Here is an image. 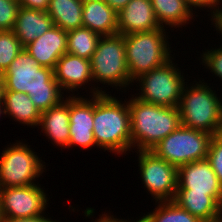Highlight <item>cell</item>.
<instances>
[{
  "label": "cell",
  "mask_w": 222,
  "mask_h": 222,
  "mask_svg": "<svg viewBox=\"0 0 222 222\" xmlns=\"http://www.w3.org/2000/svg\"><path fill=\"white\" fill-rule=\"evenodd\" d=\"M150 213L143 214L147 222H203L173 201L156 202Z\"/></svg>",
  "instance_id": "cell-25"
},
{
  "label": "cell",
  "mask_w": 222,
  "mask_h": 222,
  "mask_svg": "<svg viewBox=\"0 0 222 222\" xmlns=\"http://www.w3.org/2000/svg\"><path fill=\"white\" fill-rule=\"evenodd\" d=\"M139 174L147 193L155 202L173 201L177 190V167L152 151H135Z\"/></svg>",
  "instance_id": "cell-10"
},
{
  "label": "cell",
  "mask_w": 222,
  "mask_h": 222,
  "mask_svg": "<svg viewBox=\"0 0 222 222\" xmlns=\"http://www.w3.org/2000/svg\"><path fill=\"white\" fill-rule=\"evenodd\" d=\"M4 114L19 124L39 127L41 112L35 107L28 94L17 91H4Z\"/></svg>",
  "instance_id": "cell-21"
},
{
  "label": "cell",
  "mask_w": 222,
  "mask_h": 222,
  "mask_svg": "<svg viewBox=\"0 0 222 222\" xmlns=\"http://www.w3.org/2000/svg\"><path fill=\"white\" fill-rule=\"evenodd\" d=\"M166 28L124 35L125 55L131 81L160 67L172 58ZM167 33V34H166ZM170 46V47H169Z\"/></svg>",
  "instance_id": "cell-5"
},
{
  "label": "cell",
  "mask_w": 222,
  "mask_h": 222,
  "mask_svg": "<svg viewBox=\"0 0 222 222\" xmlns=\"http://www.w3.org/2000/svg\"><path fill=\"white\" fill-rule=\"evenodd\" d=\"M68 96V97H67ZM65 95L59 104L41 113L38 129L46 135L52 145L66 148L70 140L69 133V95Z\"/></svg>",
  "instance_id": "cell-17"
},
{
  "label": "cell",
  "mask_w": 222,
  "mask_h": 222,
  "mask_svg": "<svg viewBox=\"0 0 222 222\" xmlns=\"http://www.w3.org/2000/svg\"><path fill=\"white\" fill-rule=\"evenodd\" d=\"M219 135L222 137V126H221V130H220Z\"/></svg>",
  "instance_id": "cell-39"
},
{
  "label": "cell",
  "mask_w": 222,
  "mask_h": 222,
  "mask_svg": "<svg viewBox=\"0 0 222 222\" xmlns=\"http://www.w3.org/2000/svg\"><path fill=\"white\" fill-rule=\"evenodd\" d=\"M90 97L88 99L81 95H69L70 140L66 147L68 149L74 146L84 149L98 148L93 135V95Z\"/></svg>",
  "instance_id": "cell-14"
},
{
  "label": "cell",
  "mask_w": 222,
  "mask_h": 222,
  "mask_svg": "<svg viewBox=\"0 0 222 222\" xmlns=\"http://www.w3.org/2000/svg\"><path fill=\"white\" fill-rule=\"evenodd\" d=\"M82 0H50L47 14L55 26L69 31L82 27Z\"/></svg>",
  "instance_id": "cell-23"
},
{
  "label": "cell",
  "mask_w": 222,
  "mask_h": 222,
  "mask_svg": "<svg viewBox=\"0 0 222 222\" xmlns=\"http://www.w3.org/2000/svg\"><path fill=\"white\" fill-rule=\"evenodd\" d=\"M101 35L89 28L80 27L67 31V53L91 60Z\"/></svg>",
  "instance_id": "cell-24"
},
{
  "label": "cell",
  "mask_w": 222,
  "mask_h": 222,
  "mask_svg": "<svg viewBox=\"0 0 222 222\" xmlns=\"http://www.w3.org/2000/svg\"><path fill=\"white\" fill-rule=\"evenodd\" d=\"M23 48L12 30L0 31V75L5 72Z\"/></svg>",
  "instance_id": "cell-26"
},
{
  "label": "cell",
  "mask_w": 222,
  "mask_h": 222,
  "mask_svg": "<svg viewBox=\"0 0 222 222\" xmlns=\"http://www.w3.org/2000/svg\"><path fill=\"white\" fill-rule=\"evenodd\" d=\"M176 193H208L222 196V185L207 159L183 164L177 168Z\"/></svg>",
  "instance_id": "cell-13"
},
{
  "label": "cell",
  "mask_w": 222,
  "mask_h": 222,
  "mask_svg": "<svg viewBox=\"0 0 222 222\" xmlns=\"http://www.w3.org/2000/svg\"><path fill=\"white\" fill-rule=\"evenodd\" d=\"M1 76L5 90L28 94L41 113L65 99V92L55 80L54 69L38 65L25 48Z\"/></svg>",
  "instance_id": "cell-1"
},
{
  "label": "cell",
  "mask_w": 222,
  "mask_h": 222,
  "mask_svg": "<svg viewBox=\"0 0 222 222\" xmlns=\"http://www.w3.org/2000/svg\"><path fill=\"white\" fill-rule=\"evenodd\" d=\"M2 222H59V220H52L51 217L48 218L46 215H39L34 217H22V218H10L2 217Z\"/></svg>",
  "instance_id": "cell-32"
},
{
  "label": "cell",
  "mask_w": 222,
  "mask_h": 222,
  "mask_svg": "<svg viewBox=\"0 0 222 222\" xmlns=\"http://www.w3.org/2000/svg\"><path fill=\"white\" fill-rule=\"evenodd\" d=\"M52 26L54 23L46 11L20 7L12 31L25 47Z\"/></svg>",
  "instance_id": "cell-19"
},
{
  "label": "cell",
  "mask_w": 222,
  "mask_h": 222,
  "mask_svg": "<svg viewBox=\"0 0 222 222\" xmlns=\"http://www.w3.org/2000/svg\"><path fill=\"white\" fill-rule=\"evenodd\" d=\"M111 214H107L106 212H104V214L102 213V215H99V219L96 218V220H94L93 222H124V219H120V218H114V215ZM92 222V221H91Z\"/></svg>",
  "instance_id": "cell-34"
},
{
  "label": "cell",
  "mask_w": 222,
  "mask_h": 222,
  "mask_svg": "<svg viewBox=\"0 0 222 222\" xmlns=\"http://www.w3.org/2000/svg\"><path fill=\"white\" fill-rule=\"evenodd\" d=\"M82 27L101 36L117 34V12L105 0L83 1Z\"/></svg>",
  "instance_id": "cell-18"
},
{
  "label": "cell",
  "mask_w": 222,
  "mask_h": 222,
  "mask_svg": "<svg viewBox=\"0 0 222 222\" xmlns=\"http://www.w3.org/2000/svg\"><path fill=\"white\" fill-rule=\"evenodd\" d=\"M206 159L222 185V137L219 134L212 136Z\"/></svg>",
  "instance_id": "cell-28"
},
{
  "label": "cell",
  "mask_w": 222,
  "mask_h": 222,
  "mask_svg": "<svg viewBox=\"0 0 222 222\" xmlns=\"http://www.w3.org/2000/svg\"><path fill=\"white\" fill-rule=\"evenodd\" d=\"M160 27L182 28L191 24L196 11H192L185 0H151ZM195 12V13H194ZM165 24V25H164Z\"/></svg>",
  "instance_id": "cell-22"
},
{
  "label": "cell",
  "mask_w": 222,
  "mask_h": 222,
  "mask_svg": "<svg viewBox=\"0 0 222 222\" xmlns=\"http://www.w3.org/2000/svg\"><path fill=\"white\" fill-rule=\"evenodd\" d=\"M222 196L208 193H175L173 202L198 217L203 222H214L222 218Z\"/></svg>",
  "instance_id": "cell-20"
},
{
  "label": "cell",
  "mask_w": 222,
  "mask_h": 222,
  "mask_svg": "<svg viewBox=\"0 0 222 222\" xmlns=\"http://www.w3.org/2000/svg\"><path fill=\"white\" fill-rule=\"evenodd\" d=\"M188 7L193 11V9L198 10L201 9H210L207 12H210V19L213 21L222 11V0H185ZM220 5V6H219ZM212 17V18H211Z\"/></svg>",
  "instance_id": "cell-30"
},
{
  "label": "cell",
  "mask_w": 222,
  "mask_h": 222,
  "mask_svg": "<svg viewBox=\"0 0 222 222\" xmlns=\"http://www.w3.org/2000/svg\"><path fill=\"white\" fill-rule=\"evenodd\" d=\"M218 48H210L209 50L203 51L199 58L200 62L206 69H209L210 72L219 77L222 81V45H219Z\"/></svg>",
  "instance_id": "cell-29"
},
{
  "label": "cell",
  "mask_w": 222,
  "mask_h": 222,
  "mask_svg": "<svg viewBox=\"0 0 222 222\" xmlns=\"http://www.w3.org/2000/svg\"><path fill=\"white\" fill-rule=\"evenodd\" d=\"M132 148L150 151L180 125L178 107H166L142 101L133 94L128 99Z\"/></svg>",
  "instance_id": "cell-3"
},
{
  "label": "cell",
  "mask_w": 222,
  "mask_h": 222,
  "mask_svg": "<svg viewBox=\"0 0 222 222\" xmlns=\"http://www.w3.org/2000/svg\"><path fill=\"white\" fill-rule=\"evenodd\" d=\"M47 195L39 183L0 188L1 217L22 218L43 215L49 204Z\"/></svg>",
  "instance_id": "cell-11"
},
{
  "label": "cell",
  "mask_w": 222,
  "mask_h": 222,
  "mask_svg": "<svg viewBox=\"0 0 222 222\" xmlns=\"http://www.w3.org/2000/svg\"><path fill=\"white\" fill-rule=\"evenodd\" d=\"M54 77L61 90L66 92V95L67 93L73 96L79 95L78 89L81 88L84 90L86 89L84 87H89L91 85L92 86L89 87V93L91 94L89 95L106 94L107 92V90H102V86L99 87V85H94L91 72V61L69 53L62 55L57 61L54 68ZM87 83L89 84L87 85ZM75 91L78 93L74 94Z\"/></svg>",
  "instance_id": "cell-12"
},
{
  "label": "cell",
  "mask_w": 222,
  "mask_h": 222,
  "mask_svg": "<svg viewBox=\"0 0 222 222\" xmlns=\"http://www.w3.org/2000/svg\"><path fill=\"white\" fill-rule=\"evenodd\" d=\"M117 21L118 33L122 35L161 28L156 19L151 0H130L117 13Z\"/></svg>",
  "instance_id": "cell-16"
},
{
  "label": "cell",
  "mask_w": 222,
  "mask_h": 222,
  "mask_svg": "<svg viewBox=\"0 0 222 222\" xmlns=\"http://www.w3.org/2000/svg\"><path fill=\"white\" fill-rule=\"evenodd\" d=\"M202 81L186 82L183 87L178 104L181 126L218 135L222 126V100L210 83Z\"/></svg>",
  "instance_id": "cell-4"
},
{
  "label": "cell",
  "mask_w": 222,
  "mask_h": 222,
  "mask_svg": "<svg viewBox=\"0 0 222 222\" xmlns=\"http://www.w3.org/2000/svg\"><path fill=\"white\" fill-rule=\"evenodd\" d=\"M118 99L109 92L93 95V135L96 145L104 152L123 156L133 152L130 110L127 99Z\"/></svg>",
  "instance_id": "cell-2"
},
{
  "label": "cell",
  "mask_w": 222,
  "mask_h": 222,
  "mask_svg": "<svg viewBox=\"0 0 222 222\" xmlns=\"http://www.w3.org/2000/svg\"><path fill=\"white\" fill-rule=\"evenodd\" d=\"M20 7L47 11L50 0H17Z\"/></svg>",
  "instance_id": "cell-31"
},
{
  "label": "cell",
  "mask_w": 222,
  "mask_h": 222,
  "mask_svg": "<svg viewBox=\"0 0 222 222\" xmlns=\"http://www.w3.org/2000/svg\"><path fill=\"white\" fill-rule=\"evenodd\" d=\"M132 221H134V222H147L146 219L143 216H141V218L137 219L136 221L135 220H132ZM132 221H130V220L128 221L127 219L126 220L124 219V222H132Z\"/></svg>",
  "instance_id": "cell-37"
},
{
  "label": "cell",
  "mask_w": 222,
  "mask_h": 222,
  "mask_svg": "<svg viewBox=\"0 0 222 222\" xmlns=\"http://www.w3.org/2000/svg\"><path fill=\"white\" fill-rule=\"evenodd\" d=\"M213 27H215L214 29L216 31H218V33L222 35V11L220 12V14L212 21Z\"/></svg>",
  "instance_id": "cell-35"
},
{
  "label": "cell",
  "mask_w": 222,
  "mask_h": 222,
  "mask_svg": "<svg viewBox=\"0 0 222 222\" xmlns=\"http://www.w3.org/2000/svg\"><path fill=\"white\" fill-rule=\"evenodd\" d=\"M214 222H222V218H221V219H218V220H216V221H214Z\"/></svg>",
  "instance_id": "cell-40"
},
{
  "label": "cell",
  "mask_w": 222,
  "mask_h": 222,
  "mask_svg": "<svg viewBox=\"0 0 222 222\" xmlns=\"http://www.w3.org/2000/svg\"><path fill=\"white\" fill-rule=\"evenodd\" d=\"M130 0H105L117 13L120 12Z\"/></svg>",
  "instance_id": "cell-33"
},
{
  "label": "cell",
  "mask_w": 222,
  "mask_h": 222,
  "mask_svg": "<svg viewBox=\"0 0 222 222\" xmlns=\"http://www.w3.org/2000/svg\"><path fill=\"white\" fill-rule=\"evenodd\" d=\"M173 60L174 56L162 66L134 80L139 84L136 90H140L135 97L160 106L178 107L186 77Z\"/></svg>",
  "instance_id": "cell-7"
},
{
  "label": "cell",
  "mask_w": 222,
  "mask_h": 222,
  "mask_svg": "<svg viewBox=\"0 0 222 222\" xmlns=\"http://www.w3.org/2000/svg\"><path fill=\"white\" fill-rule=\"evenodd\" d=\"M90 61L93 83L124 89V93L134 85L127 67L124 35L101 36Z\"/></svg>",
  "instance_id": "cell-6"
},
{
  "label": "cell",
  "mask_w": 222,
  "mask_h": 222,
  "mask_svg": "<svg viewBox=\"0 0 222 222\" xmlns=\"http://www.w3.org/2000/svg\"><path fill=\"white\" fill-rule=\"evenodd\" d=\"M212 136L208 132L180 125L150 151L178 168L183 164L206 159Z\"/></svg>",
  "instance_id": "cell-9"
},
{
  "label": "cell",
  "mask_w": 222,
  "mask_h": 222,
  "mask_svg": "<svg viewBox=\"0 0 222 222\" xmlns=\"http://www.w3.org/2000/svg\"><path fill=\"white\" fill-rule=\"evenodd\" d=\"M4 91H5V83L4 79L0 75V103H3L4 100Z\"/></svg>",
  "instance_id": "cell-36"
},
{
  "label": "cell",
  "mask_w": 222,
  "mask_h": 222,
  "mask_svg": "<svg viewBox=\"0 0 222 222\" xmlns=\"http://www.w3.org/2000/svg\"><path fill=\"white\" fill-rule=\"evenodd\" d=\"M28 144L16 140L3 149L0 156V188L36 184L46 172L45 162Z\"/></svg>",
  "instance_id": "cell-8"
},
{
  "label": "cell",
  "mask_w": 222,
  "mask_h": 222,
  "mask_svg": "<svg viewBox=\"0 0 222 222\" xmlns=\"http://www.w3.org/2000/svg\"><path fill=\"white\" fill-rule=\"evenodd\" d=\"M24 48L38 65L54 69L59 58L67 53V31L54 25Z\"/></svg>",
  "instance_id": "cell-15"
},
{
  "label": "cell",
  "mask_w": 222,
  "mask_h": 222,
  "mask_svg": "<svg viewBox=\"0 0 222 222\" xmlns=\"http://www.w3.org/2000/svg\"><path fill=\"white\" fill-rule=\"evenodd\" d=\"M19 9L17 0H0V31L13 30Z\"/></svg>",
  "instance_id": "cell-27"
},
{
  "label": "cell",
  "mask_w": 222,
  "mask_h": 222,
  "mask_svg": "<svg viewBox=\"0 0 222 222\" xmlns=\"http://www.w3.org/2000/svg\"><path fill=\"white\" fill-rule=\"evenodd\" d=\"M1 115H5V114H4L3 103H0V117H1Z\"/></svg>",
  "instance_id": "cell-38"
}]
</instances>
